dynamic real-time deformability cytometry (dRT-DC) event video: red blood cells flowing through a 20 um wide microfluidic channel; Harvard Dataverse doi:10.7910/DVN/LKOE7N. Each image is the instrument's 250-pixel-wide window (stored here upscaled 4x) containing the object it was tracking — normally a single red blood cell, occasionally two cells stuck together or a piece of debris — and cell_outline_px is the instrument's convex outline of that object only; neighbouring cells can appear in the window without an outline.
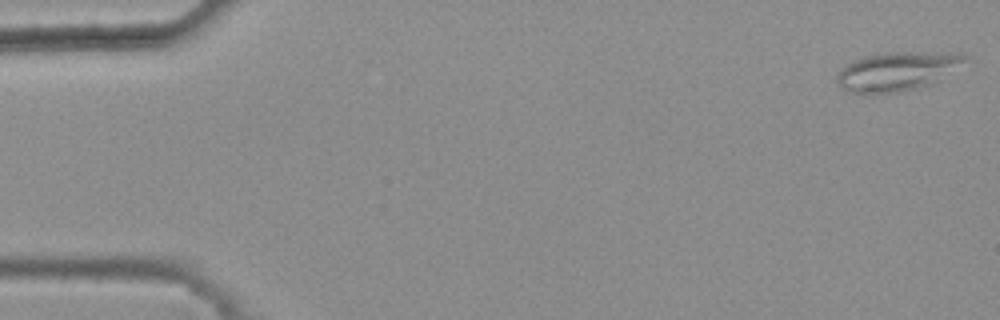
{"species": "common noctule bat (a hibernating species)", "species_latin": "Nyctalus noctula", "temperature_condition": "warm", "stored_images_in_passage": 48, "camera_frame_rate_fps": 3000, "um_per_image_px": 0.085, "animal": {"sex": "female", "body_mass_g": 25.1}, "frame": {"image": 1, "passage_image": 1, "time_ms": 0.0, "image_size_px": [1000, 320], "cell_outline_px": [[964, 60], [932, 84], [920, 88], [900, 92], [872, 96], [868, 96], [848, 92], [840, 88], [836, 80], [836, 76], [840, 68], [852, 60], [864, 56], [888, 52], [960, 52], [964, 56]], "centroid_in_image_um": [76.11, 6.1], "position_along_channel_um": 8.9, "area_um2": 29.48}}
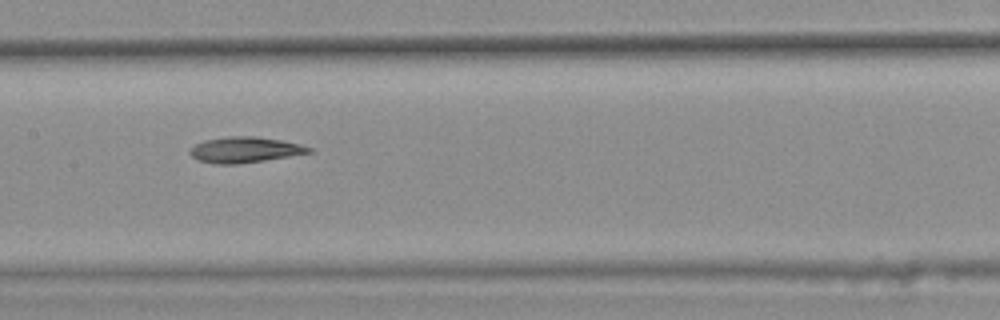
{"frame": {"image": 2, "passage_image": 26, "time_ms": 8.333, "image_size_px": [1000, 320], "cell_outline_px": [[312, 152], [264, 160], [236, 164], [212, 164], [196, 160], [188, 152], [196, 144], [204, 140], [228, 136], [256, 136], [280, 140], [300, 144], [312, 148]], "centroid_in_image_um": [20.77, 12.73], "position_along_channel_um": 186.6, "area_um2": 17.74}}
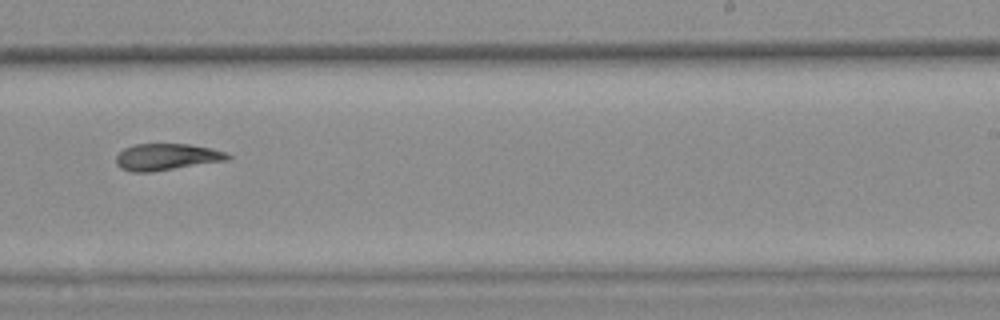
{"frame": {"image": 3, "passage_image": 33, "time_ms": 10.667, "image_size_px": [1000, 320], "cell_outline_px": [[232, 156], [228, 160], [152, 172], [132, 172], [120, 168], [116, 164], [116, 156], [124, 148], [136, 144], [192, 144], [212, 148], [228, 152]], "centroid_in_image_um": [14.19, 13.34], "position_along_channel_um": 274.8, "area_um2": 17.51}}